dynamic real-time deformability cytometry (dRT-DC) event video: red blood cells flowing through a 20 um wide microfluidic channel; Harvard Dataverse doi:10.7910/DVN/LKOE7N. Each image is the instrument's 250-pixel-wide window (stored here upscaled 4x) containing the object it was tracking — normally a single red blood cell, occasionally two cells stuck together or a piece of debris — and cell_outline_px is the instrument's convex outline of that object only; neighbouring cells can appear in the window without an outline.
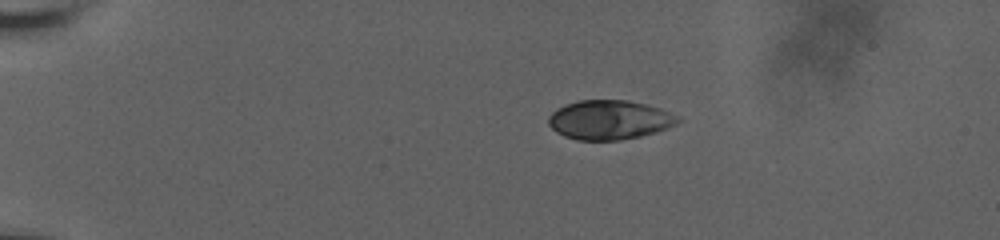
{"species": "human", "species_latin": "Homo sapiens", "temperature_condition": "room temperature", "stored_images_in_passage": 28, "camera_frame_rate_fps": 3000, "um_per_image_px": 0.085, "donor": {"sex": "male"}, "frame": {"image": 1, "passage_image": 1, "time_ms": 0.0, "image_size_px": [1000, 240], "cell_outline_px": [[680, 120], [676, 124], [656, 132], [640, 136], [620, 140], [576, 140], [564, 136], [556, 132], [548, 124], [548, 116], [556, 108], [580, 100], [628, 100], [660, 108], [680, 116]], "centroid_in_image_um": [51.79, 10.19], "position_along_channel_um": 33.2, "area_um2": 29.65}}
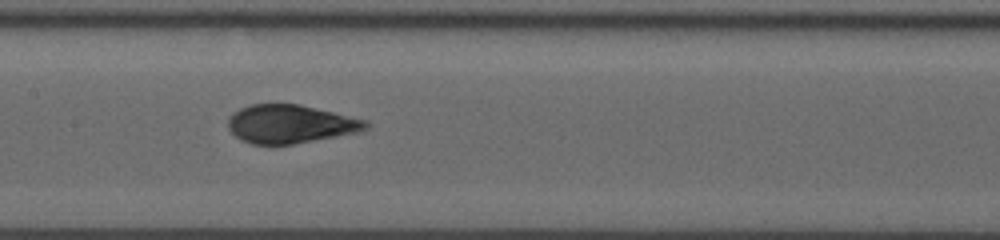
{"frame": {"image": 2, "passage_image": 11, "time_ms": 6.333, "image_size_px": [1000, 240], "cell_outline_px": [[372, 124], [368, 128], [360, 132], [292, 144], [252, 144], [240, 140], [228, 128], [228, 120], [232, 112], [240, 108], [252, 104], [300, 104], [368, 120]], "centroid_in_image_um": [24.71, 10.53], "position_along_channel_um": 182.7, "area_um2": 30.98}}
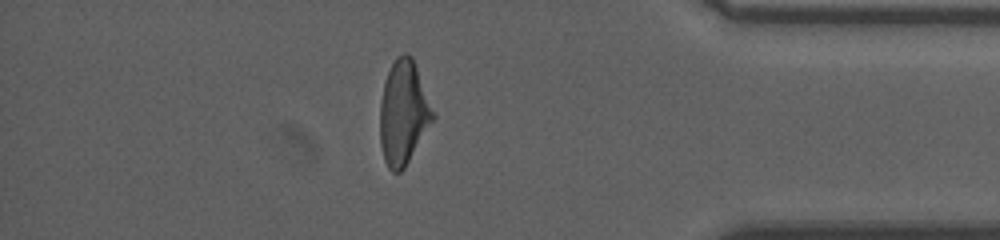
{"frame": {"image": 3, "passage_image": 22, "time_ms": 13.0, "image_size_px": [1000, 240], "cell_outline_px": [[436, 116], [404, 168], [400, 172], [392, 172], [388, 168], [384, 160], [380, 144], [380, 104], [384, 84], [388, 72], [396, 56], [404, 52], [408, 52], [412, 56]], "centroid_in_image_um": [34.29, 9.58], "position_along_channel_um": 400.9, "area_um2": 31.96}, "authors_computed_cell_mechanics": {"area_um2": 31.501, "velocity_mm_per_s": 3.6478, "shape_relaxation_time_tau1_ms": 5.4565, "shape_relaxation_time_tau2_ms": null, "deformation_change_tau1": 0.2262, "deformation_change_tau2": null}}